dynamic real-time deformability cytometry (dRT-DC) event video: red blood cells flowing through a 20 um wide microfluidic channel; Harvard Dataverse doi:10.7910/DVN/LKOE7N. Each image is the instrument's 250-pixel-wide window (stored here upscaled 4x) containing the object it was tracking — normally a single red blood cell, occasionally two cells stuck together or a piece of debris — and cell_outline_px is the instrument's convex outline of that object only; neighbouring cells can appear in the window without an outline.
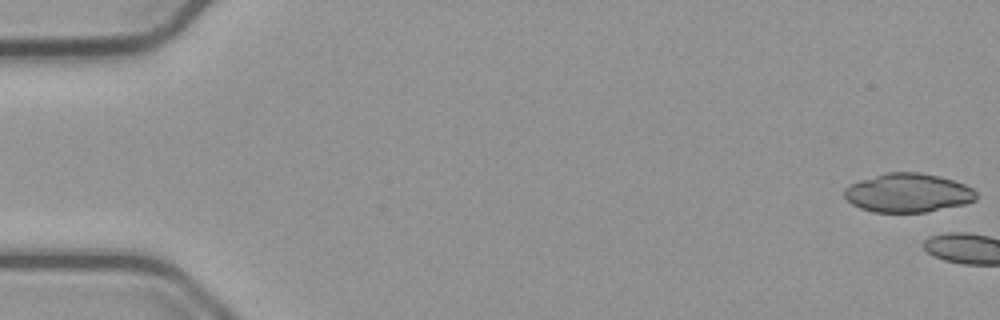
{"species": "common noctule bat (a hibernating species)", "species_latin": "Nyctalus noctula", "temperature_condition": "cold", "stored_images_in_passage": 4, "camera_frame_rate_fps": 3000, "um_per_image_px": 0.085, "animal": {"sex": "male", "body_mass_g": 23.1, "forearm_length_mm": 52.7}, "frame": {"image": 1, "passage_image": 1, "time_ms": 0.0, "image_size_px": [1000, 320], "cell_outline_px": [[976, 200], [964, 204], [928, 212], [872, 212], [860, 208], [852, 204], [844, 196], [844, 188], [860, 180], [888, 172], [920, 172], [940, 176], [964, 184], [972, 188], [976, 192]], "centroid_in_image_um": [77.18, 16.4], "position_along_channel_um": 7.8, "area_um2": 29.82}}